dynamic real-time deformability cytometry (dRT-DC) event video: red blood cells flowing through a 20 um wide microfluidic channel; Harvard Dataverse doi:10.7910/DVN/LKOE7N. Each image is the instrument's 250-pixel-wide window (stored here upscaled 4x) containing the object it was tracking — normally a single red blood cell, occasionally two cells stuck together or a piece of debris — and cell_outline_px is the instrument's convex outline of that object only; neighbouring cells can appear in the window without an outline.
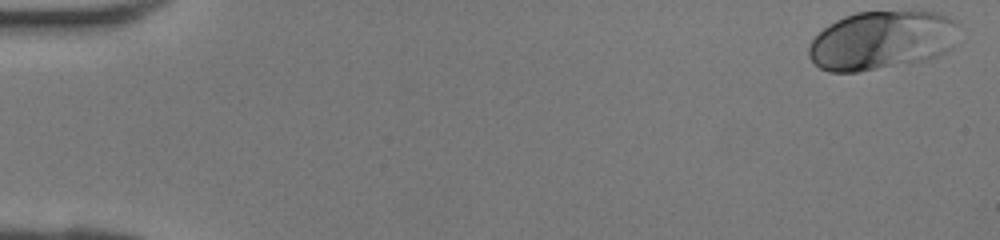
{"species": "human", "species_latin": "Homo sapiens", "temperature_condition": "room temperature", "stored_images_in_passage": 41, "camera_frame_rate_fps": 3000, "um_per_image_px": 0.085, "donor": {"sex": "female"}, "frame": {"image": 1, "passage_image": 1, "time_ms": 0.0, "image_size_px": [1000, 240], "cell_outline_px": [[956, 24], [952, 48], [928, 60], [856, 72], [828, 72], [820, 68], [808, 56], [808, 44], [824, 28], [836, 20], [844, 16], [856, 12], [936, 12], [956, 20]], "centroid_in_image_um": [74.9, 3.44], "position_along_channel_um": 10.1, "area_um2": 50.98}}
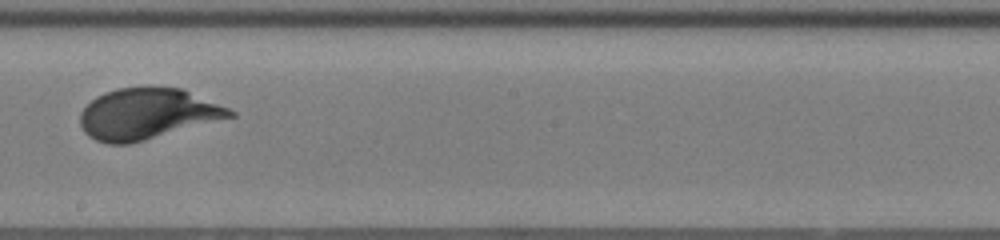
{"frame": {"image": 2, "passage_image": 24, "time_ms": 7.667, "image_size_px": [1000, 240], "cell_outline_px": [[236, 116], [144, 140], [128, 144], [108, 144], [96, 140], [88, 136], [84, 132], [80, 124], [80, 112], [96, 96], [104, 92], [116, 88], [184, 88], [228, 108], [236, 112]], "centroid_in_image_um": [12.51, 9.68], "position_along_channel_um": 235.7, "area_um2": 44.16}}
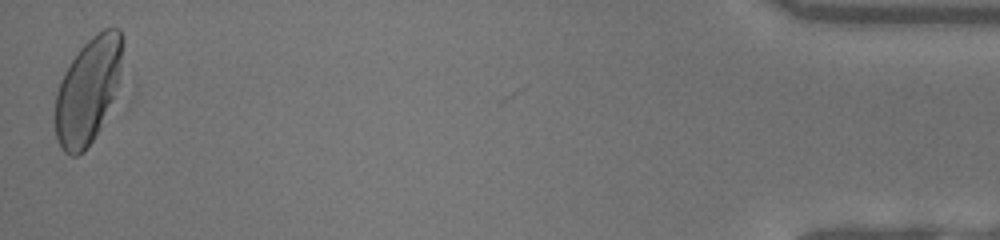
{"frame": {"image": 3, "passage_image": 41, "time_ms": 13.333, "image_size_px": [1000, 240], "cell_outline_px": [[124, 40], [120, 84], [100, 128], [84, 152], [76, 156], [72, 156], [64, 152], [56, 136], [56, 92], [60, 80], [64, 72], [80, 48], [96, 32], [104, 28], [120, 28]], "centroid_in_image_um": [7.52, 7.65], "position_along_channel_um": 427.7, "area_um2": 41.73}}